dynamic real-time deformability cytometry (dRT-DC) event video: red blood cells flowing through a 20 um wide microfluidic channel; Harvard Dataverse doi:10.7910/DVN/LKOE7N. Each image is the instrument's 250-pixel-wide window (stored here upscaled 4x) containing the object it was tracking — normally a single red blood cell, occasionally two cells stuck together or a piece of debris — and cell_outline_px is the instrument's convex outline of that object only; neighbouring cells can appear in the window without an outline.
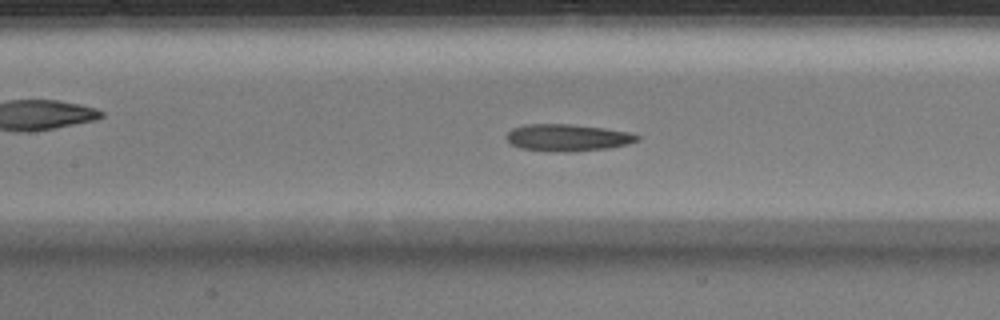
{"species": "Egyptian fruit bat (a non-hibernating species)", "species_latin": "Rousettus aegyptiacus", "temperature_condition": "warm", "stored_images_in_passage": 43, "camera_frame_rate_fps": 3000, "um_per_image_px": 0.085, "animal": {"sex": "male"}, "frame": {"image": 1, "passage_image": 19, "time_ms": 6.0, "image_size_px": [1000, 320], "cell_outline_px": [[640, 140], [624, 144], [604, 148], [576, 152], [564, 152], [520, 148], [512, 144], [504, 136], [512, 128], [524, 124], [568, 124], [604, 128], [628, 132], [640, 136]], "centroid_in_image_um": [48.2, 11.69], "position_along_channel_um": 159.2, "area_um2": 20.35}}
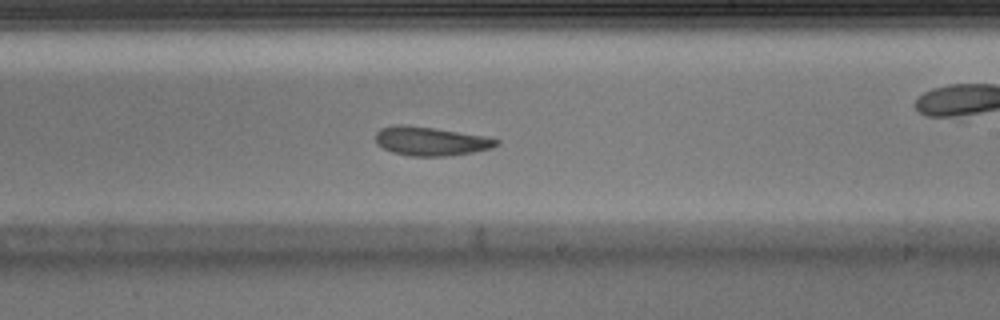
{"frame": {"image": 2, "passage_image": 25, "time_ms": 8.0, "image_size_px": [1000, 320], "cell_outline_px": [[500, 144], [492, 148], [472, 152], [448, 156], [408, 156], [392, 152], [376, 144], [376, 132], [380, 128], [396, 124], [400, 124], [432, 128], [484, 136], [500, 140]], "centroid_in_image_um": [36.59, 12.01], "position_along_channel_um": 252.4, "area_um2": 20.23}}